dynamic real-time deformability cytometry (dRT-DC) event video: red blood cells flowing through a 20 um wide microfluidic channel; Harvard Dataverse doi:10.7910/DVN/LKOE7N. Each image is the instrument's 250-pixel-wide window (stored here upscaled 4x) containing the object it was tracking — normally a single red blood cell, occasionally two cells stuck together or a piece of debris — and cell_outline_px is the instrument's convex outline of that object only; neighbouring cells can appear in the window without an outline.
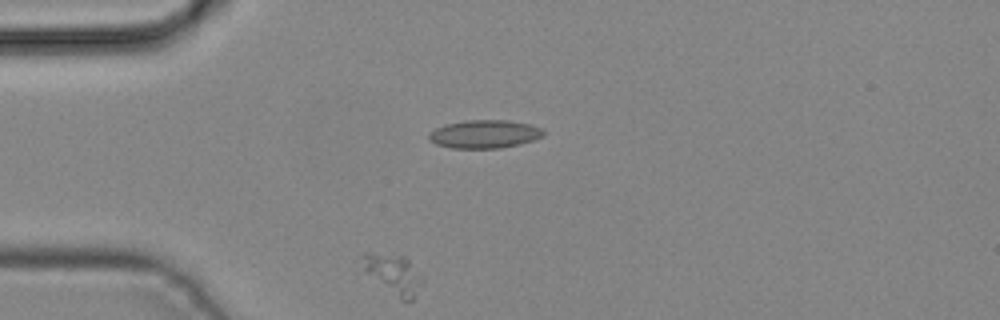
{"species": "common noctule bat (a hibernating species)", "species_latin": "Nyctalus noctula", "temperature_condition": "cold", "stored_images_in_passage": 4, "camera_frame_rate_fps": 3000, "um_per_image_px": 0.085, "animal": {"sex": "male", "body_mass_g": 19.2, "forearm_length_mm": 51.8}, "frame": {"image": 1, "passage_image": 3, "time_ms": 0.667, "image_size_px": [1000, 320], "cell_outline_px": [[412, 300], [400, 300], [368, 272], [364, 268], [364, 252], [368, 252], [404, 256], [408, 260], [412, 292]], "centroid_in_image_um": [33.2, 23.21], "position_along_channel_um": 51.8, "area_um2": 11.16}}